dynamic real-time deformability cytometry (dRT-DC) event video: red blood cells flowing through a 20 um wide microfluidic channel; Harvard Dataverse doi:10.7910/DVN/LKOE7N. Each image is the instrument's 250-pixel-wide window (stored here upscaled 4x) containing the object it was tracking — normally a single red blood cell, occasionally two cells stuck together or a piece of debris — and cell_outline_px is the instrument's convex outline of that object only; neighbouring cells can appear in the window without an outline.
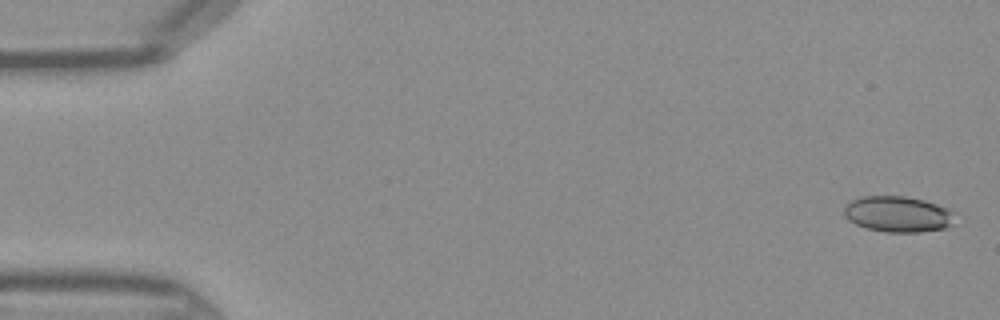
{"species": "Egyptian fruit bat (a non-hibernating species)", "species_latin": "Rousettus aegyptiacus", "temperature_condition": "warm", "stored_images_in_passage": 45, "camera_frame_rate_fps": 3000, "um_per_image_px": 0.085, "frame": {"image": 1, "passage_image": 1, "time_ms": 0.0, "image_size_px": [1000, 320], "cell_outline_px": [[956, 212], [952, 224], [944, 228], [920, 232], [884, 232], [868, 228], [856, 224], [848, 220], [844, 216], [844, 208], [852, 200], [860, 196], [908, 196], [924, 200], [948, 208]], "centroid_in_image_um": [76.34, 18.19], "position_along_channel_um": 8.7, "area_um2": 23.29}}
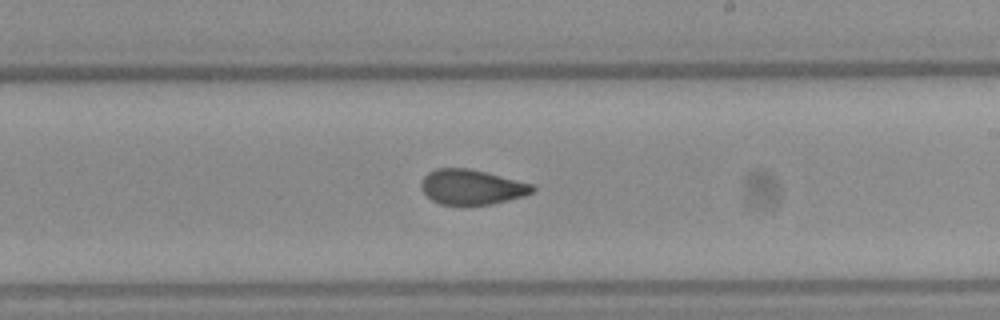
{"frame": {"image": 2, "passage_image": 26, "time_ms": 8.333, "image_size_px": [1000, 320], "cell_outline_px": [[536, 192], [524, 196], [492, 204], [440, 204], [432, 200], [420, 188], [420, 184], [424, 176], [428, 172], [436, 168], [468, 168], [532, 184], [536, 188]], "centroid_in_image_um": [40.09, 15.89], "position_along_channel_um": 248.9, "area_um2": 22.54}}
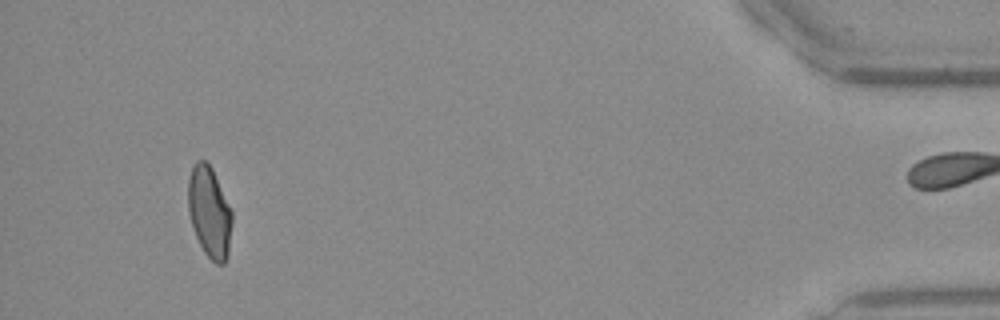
{"frame": {"image": 3, "passage_image": 42, "time_ms": 13.667, "image_size_px": [1000, 320], "cell_outline_px": [[232, 220], [228, 256], [224, 264], [216, 264], [204, 252], [196, 236], [188, 212], [188, 180], [192, 168], [196, 160], [204, 160], [212, 168], [232, 212]], "centroid_in_image_um": [17.8, 18.04], "position_along_channel_um": 417.4, "area_um2": 23.12}}